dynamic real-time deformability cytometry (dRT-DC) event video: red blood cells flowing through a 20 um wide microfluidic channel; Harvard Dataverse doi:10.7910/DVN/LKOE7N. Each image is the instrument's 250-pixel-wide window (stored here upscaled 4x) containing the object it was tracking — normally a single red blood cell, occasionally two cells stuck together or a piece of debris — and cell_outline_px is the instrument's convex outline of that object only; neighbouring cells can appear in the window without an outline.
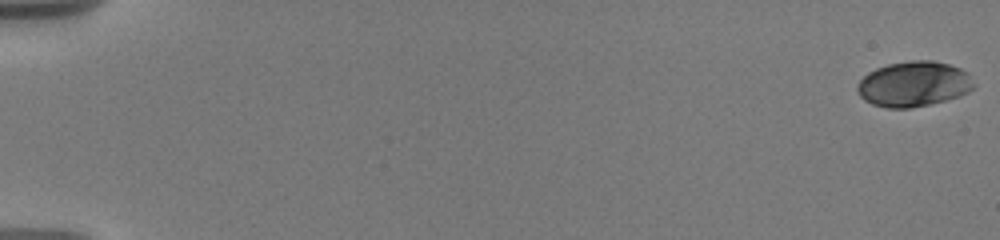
{"species": "human", "species_latin": "Homo sapiens", "temperature_condition": "warm", "stored_images_in_passage": 37, "camera_frame_rate_fps": 3000, "um_per_image_px": 0.085, "donor": {"sex": "male"}, "frame": {"image": 1, "passage_image": 1, "time_ms": 0.0, "image_size_px": [1000, 240], "cell_outline_px": [[976, 84], [968, 92], [960, 96], [928, 104], [908, 108], [888, 108], [872, 104], [864, 100], [856, 92], [856, 88], [860, 80], [868, 72], [876, 68], [888, 64], [912, 60], [932, 60], [948, 64], [960, 68], [968, 72]], "centroid_in_image_um": [77.66, 7.13], "position_along_channel_um": 7.3, "area_um2": 30.81}}
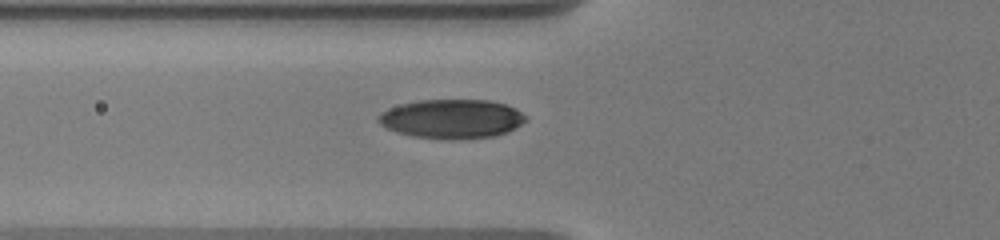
{"frame": {"image": 2, "passage_image": 21, "time_ms": 7.333, "image_size_px": [1000, 240], "cell_outline_px": [[528, 120], [504, 132], [492, 136], [448, 140], [412, 136], [396, 132], [384, 128], [376, 120], [376, 116], [380, 112], [388, 108], [400, 104], [420, 100], [488, 100], [504, 104], [516, 108], [528, 116]], "centroid_in_image_um": [38.34, 10.1], "position_along_channel_um": 87.5, "area_um2": 33.76}}
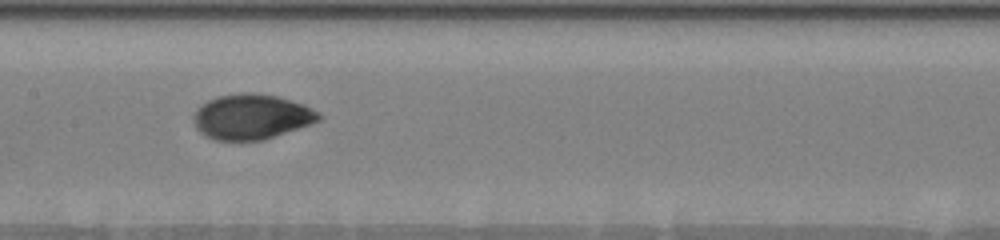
{"frame": {"image": 3, "passage_image": 36, "time_ms": 10.0, "image_size_px": [1000, 240], "cell_outline_px": [[324, 116], [320, 120], [312, 124], [264, 140], [216, 140], [204, 136], [196, 128], [192, 120], [192, 116], [196, 108], [208, 100], [216, 96], [240, 92], [252, 92], [276, 96], [304, 104], [320, 112]], "centroid_in_image_um": [21.38, 9.92], "position_along_channel_um": 186.0, "area_um2": 33.47}}